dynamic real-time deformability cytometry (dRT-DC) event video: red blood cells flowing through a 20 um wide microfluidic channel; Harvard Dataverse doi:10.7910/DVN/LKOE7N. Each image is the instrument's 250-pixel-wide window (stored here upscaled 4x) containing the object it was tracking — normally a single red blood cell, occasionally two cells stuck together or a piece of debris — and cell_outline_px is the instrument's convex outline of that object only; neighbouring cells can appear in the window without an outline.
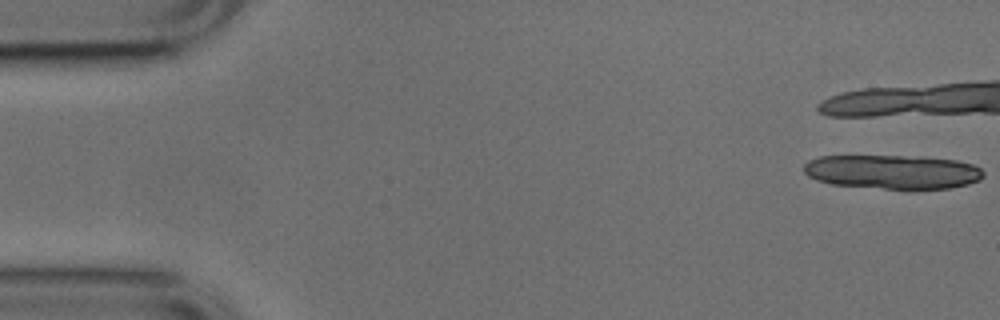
{"species": "common noctule bat (a hibernating species)", "species_latin": "Nyctalus noctula", "temperature_condition": "cold", "stored_images_in_passage": 8, "camera_frame_rate_fps": 3000, "um_per_image_px": 0.085, "animal": {"sex": "male", "body_mass_g": 17.9, "forearm_length_mm": 54.2}, "frame": {"image": 1, "passage_image": 1, "time_ms": 0.0, "image_size_px": [1000, 320], "cell_outline_px": [[984, 176], [980, 180], [968, 184], [948, 188], [884, 188], [832, 184], [816, 180], [808, 176], [804, 172], [804, 164], [808, 160], [820, 156], [920, 156], [956, 160], [972, 164], [980, 168], [984, 172]], "centroid_in_image_um": [75.87, 14.59], "position_along_channel_um": 9.1, "area_um2": 35.55}}